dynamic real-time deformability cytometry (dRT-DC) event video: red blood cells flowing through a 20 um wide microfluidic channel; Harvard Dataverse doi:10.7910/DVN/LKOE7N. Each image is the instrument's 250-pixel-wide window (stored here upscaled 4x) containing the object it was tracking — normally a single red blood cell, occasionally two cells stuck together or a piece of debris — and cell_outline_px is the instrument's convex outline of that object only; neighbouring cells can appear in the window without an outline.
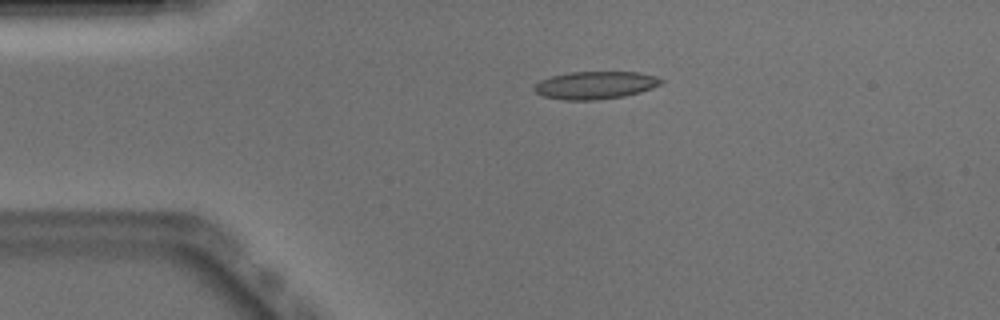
{"species": "Egyptian fruit bat (a non-hibernating species)", "species_latin": "Rousettus aegyptiacus", "temperature_condition": "warm", "stored_images_in_passage": 41, "camera_frame_rate_fps": 3000, "um_per_image_px": 0.085, "animal": {"sex": "male"}, "frame": {"image": 1, "passage_image": 1, "time_ms": 0.0, "image_size_px": [1000, 320], "cell_outline_px": [[664, 80], [660, 84], [652, 88], [640, 92], [624, 96], [596, 100], [564, 100], [544, 96], [536, 92], [532, 88], [540, 80], [552, 76], [568, 72], [636, 72], [656, 76]], "centroid_in_image_um": [50.59, 7.24], "position_along_channel_um": 34.4, "area_um2": 20.4}}
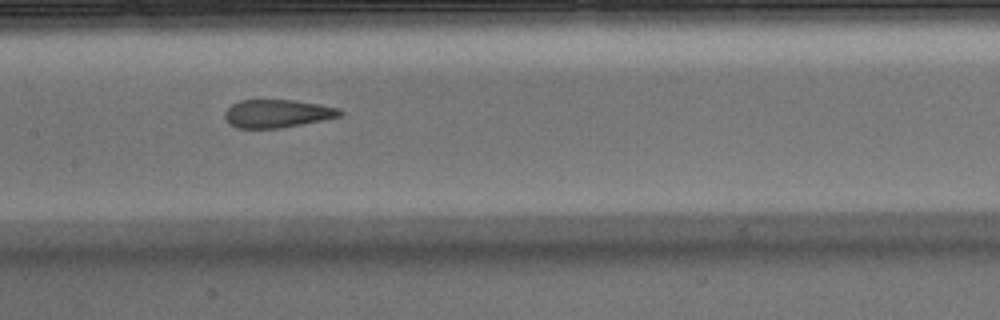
{"frame": {"image": 2, "passage_image": 15, "time_ms": 4.667, "image_size_px": [1000, 320], "cell_outline_px": [[344, 112], [340, 116], [324, 120], [280, 128], [236, 128], [228, 124], [224, 116], [224, 112], [232, 104], [240, 100], [292, 100], [320, 104], [340, 108]], "centroid_in_image_um": [23.56, 9.65], "position_along_channel_um": 183.8, "area_um2": 18.96}}
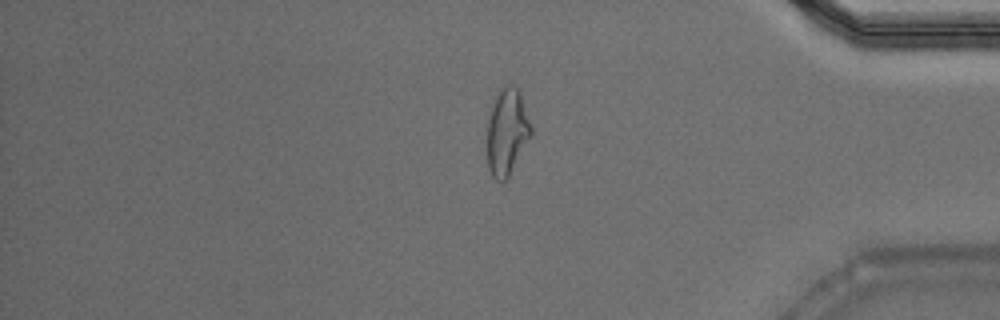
{"frame": {"image": 3, "passage_image": 33, "time_ms": 10.667, "image_size_px": [1000, 320], "cell_outline_px": [[532, 136], [508, 176], [504, 180], [496, 180], [492, 176], [488, 168], [488, 120], [492, 104], [500, 88], [508, 84], [512, 84], [520, 92], [532, 128]], "centroid_in_image_um": [43.11, 11.19], "position_along_channel_um": 392.1, "area_um2": 21.91}, "authors_computed_cell_mechanics": {"area_um2": 20.4034, "velocity_mm_per_s": 3.9169, "shape_relaxation_time_tau1_ms": 6.6167, "shape_relaxation_time_tau2_ms": 1.2847, "deformation_change_tau1": 0.2221, "deformation_change_tau2": 0.1002}}